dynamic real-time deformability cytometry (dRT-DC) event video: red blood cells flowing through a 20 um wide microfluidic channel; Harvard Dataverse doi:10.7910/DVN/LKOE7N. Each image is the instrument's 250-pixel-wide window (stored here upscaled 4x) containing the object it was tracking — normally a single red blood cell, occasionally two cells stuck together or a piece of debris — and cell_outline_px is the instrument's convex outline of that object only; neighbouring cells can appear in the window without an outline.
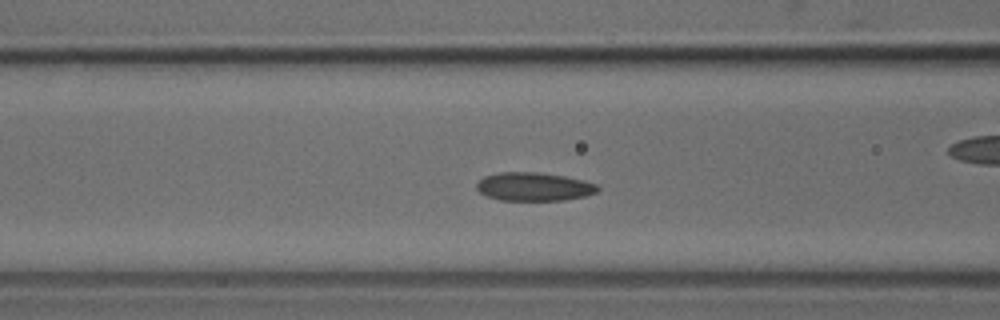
{"species": "common noctule bat (a hibernating species)", "species_latin": "Nyctalus noctula", "temperature_condition": "cold", "stored_images_in_passage": 19, "camera_frame_rate_fps": 3000, "um_per_image_px": 0.085, "animal": {"sex": "male", "body_mass_g": 18.8}, "frame": {"image": 1, "passage_image": 11, "time_ms": 3.333, "image_size_px": [1000, 320], "cell_outline_px": [[600, 188], [596, 192], [584, 196], [564, 200], [500, 200], [488, 196], [480, 192], [476, 188], [476, 184], [484, 176], [500, 172], [540, 172], [564, 176], [584, 180], [596, 184]], "centroid_in_image_um": [45.38, 15.86], "position_along_channel_um": 121.2, "area_um2": 20.0}}